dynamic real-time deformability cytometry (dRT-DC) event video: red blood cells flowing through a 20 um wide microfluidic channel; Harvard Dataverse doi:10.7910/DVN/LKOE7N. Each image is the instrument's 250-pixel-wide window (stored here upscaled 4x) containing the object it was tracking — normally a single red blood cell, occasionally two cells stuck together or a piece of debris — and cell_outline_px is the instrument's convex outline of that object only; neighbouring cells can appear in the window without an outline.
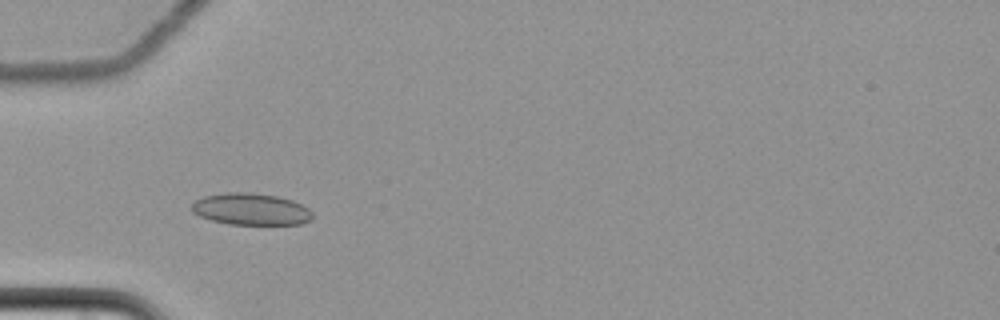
{"species": "common noctule bat (a hibernating species)", "species_latin": "Nyctalus noctula", "temperature_condition": "cold", "stored_images_in_passage": 46, "camera_frame_rate_fps": 3000, "um_per_image_px": 0.085, "animal": {"sex": "female", "body_mass_g": 22.7, "forearm_length_mm": 54.2}, "frame": {"image": 1, "passage_image": 6, "time_ms": 1.667, "image_size_px": [1000, 320], "cell_outline_px": [[312, 220], [304, 224], [228, 224], [212, 220], [200, 216], [192, 212], [192, 204], [196, 200], [204, 196], [228, 192], [252, 192], [280, 196], [292, 200], [308, 208], [312, 212]], "centroid_in_image_um": [21.36, 17.77], "position_along_channel_um": 63.6, "area_um2": 22.48}}
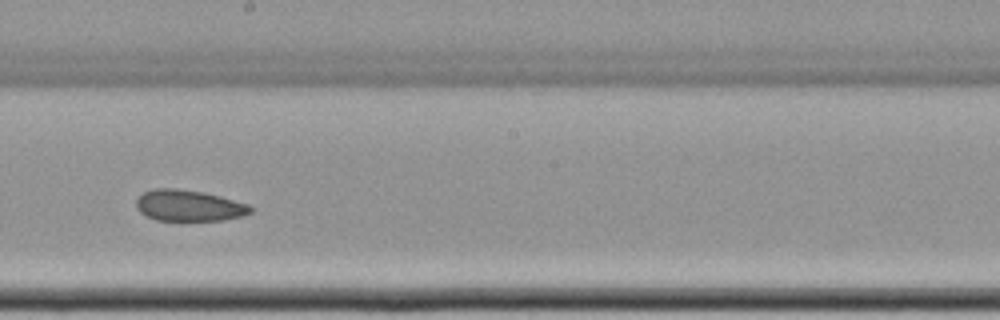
{"frame": {"image": 2, "passage_image": 21, "time_ms": 6.667, "image_size_px": [1000, 320], "cell_outline_px": [[252, 212], [240, 216], [224, 220], [180, 224], [156, 220], [140, 212], [136, 208], [136, 200], [144, 192], [156, 188], [176, 188], [200, 192], [220, 196], [248, 204], [252, 208]], "centroid_in_image_um": [16.03, 17.53], "position_along_channel_um": 232.2, "area_um2": 21.5}}
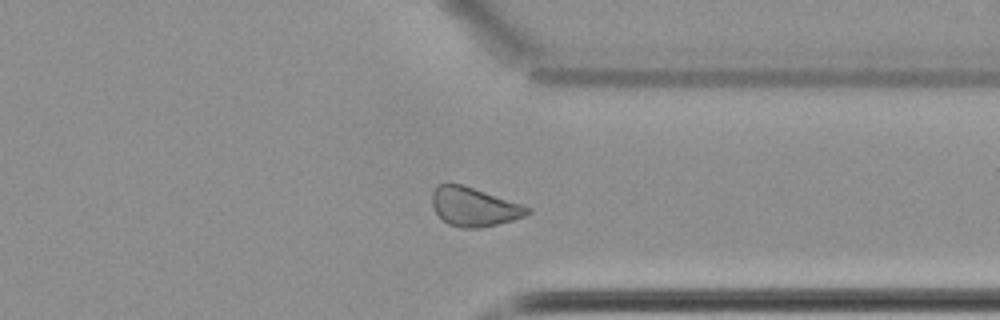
{"frame": {"image": 3, "passage_image": 33, "time_ms": 10.667, "image_size_px": [1000, 320], "cell_outline_px": [[532, 212], [524, 216], [512, 220], [480, 228], [460, 228], [448, 224], [436, 212], [432, 204], [432, 192], [436, 184], [448, 180], [464, 184], [532, 208]], "centroid_in_image_um": [40.25, 17.53], "position_along_channel_um": 371.2, "area_um2": 21.96}, "authors_computed_cell_mechanics": {"area_um2": 21.9351, "velocity_mm_per_s": 3.4726, "shape_relaxation_time_tau1_ms": null, "shape_relaxation_time_tau2_ms": 3.8661, "deformation_change_tau1": null, "deformation_change_tau2": 0.0751}}